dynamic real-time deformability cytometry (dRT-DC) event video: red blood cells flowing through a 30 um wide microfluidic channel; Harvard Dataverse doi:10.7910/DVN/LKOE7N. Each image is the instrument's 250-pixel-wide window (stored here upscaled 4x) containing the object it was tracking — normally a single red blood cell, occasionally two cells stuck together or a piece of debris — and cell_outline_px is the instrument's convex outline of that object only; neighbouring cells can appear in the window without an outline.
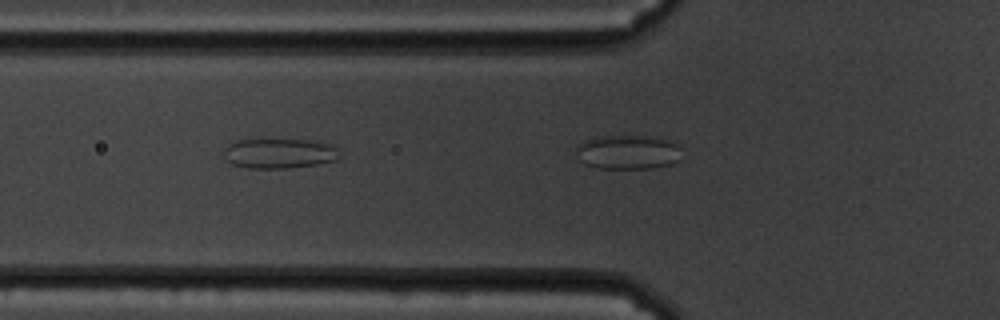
{"species": "common noctule bat (a hibernating species)", "species_latin": "Nyctalus noctula", "temperature_condition": "cold", "stored_images_in_passage": 23, "camera_frame_rate_fps": 3000, "um_per_image_px": 0.085, "animal": {"sex": "male", "body_mass_g": 19.5, "forearm_length_mm": 54.6}, "frame": {"image": 1, "passage_image": 20, "time_ms": 6.333, "image_size_px": [1000, 320], "cell_outline_px": [[340, 156], [336, 160], [316, 164], [288, 168], [248, 168], [232, 164], [224, 156], [224, 148], [228, 144], [236, 140], [320, 140], [332, 144], [336, 148]], "centroid_in_image_um": [23.76, 13.03], "position_along_channel_um": 102.0, "area_um2": 20.23}}